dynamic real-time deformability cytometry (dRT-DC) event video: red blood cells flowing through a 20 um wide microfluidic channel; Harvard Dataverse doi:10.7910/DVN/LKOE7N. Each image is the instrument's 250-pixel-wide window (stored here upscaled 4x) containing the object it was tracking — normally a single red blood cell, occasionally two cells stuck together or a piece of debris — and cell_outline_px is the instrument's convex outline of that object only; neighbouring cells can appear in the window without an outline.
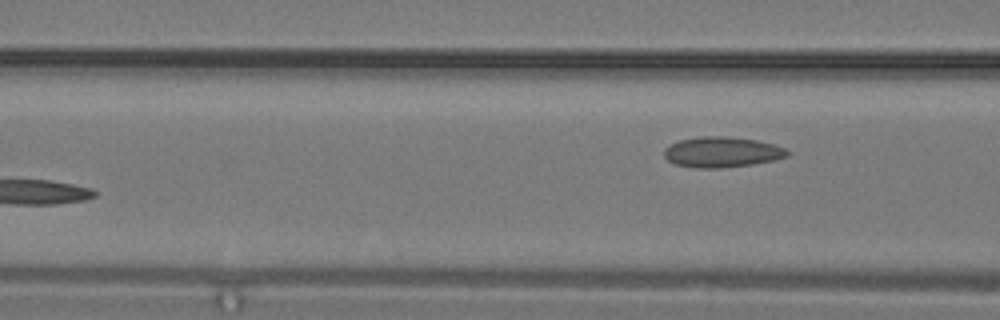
{"species": "common noctule bat (a hibernating species)", "species_latin": "Nyctalus noctula", "temperature_condition": "warm", "stored_images_in_passage": 8, "segment_of_instrument_passage": [2, 2], "camera_frame_rate_fps": 3000, "um_per_image_px": 0.085, "animal": {"sex": "male", "body_mass_g": 19.2, "forearm_length_mm": 51.8}, "frame": {"image": 1, "passage_image": 8, "time_ms": 2.333, "image_size_px": [1000, 320], "cell_outline_px": [[788, 156], [776, 160], [752, 164], [720, 168], [692, 168], [676, 164], [668, 160], [664, 156], [664, 148], [668, 144], [680, 140], [704, 136], [728, 136], [756, 140], [776, 144], [784, 148], [788, 152]], "centroid_in_image_um": [61.35, 12.93], "position_along_channel_um": 105.2, "area_um2": 22.02}}